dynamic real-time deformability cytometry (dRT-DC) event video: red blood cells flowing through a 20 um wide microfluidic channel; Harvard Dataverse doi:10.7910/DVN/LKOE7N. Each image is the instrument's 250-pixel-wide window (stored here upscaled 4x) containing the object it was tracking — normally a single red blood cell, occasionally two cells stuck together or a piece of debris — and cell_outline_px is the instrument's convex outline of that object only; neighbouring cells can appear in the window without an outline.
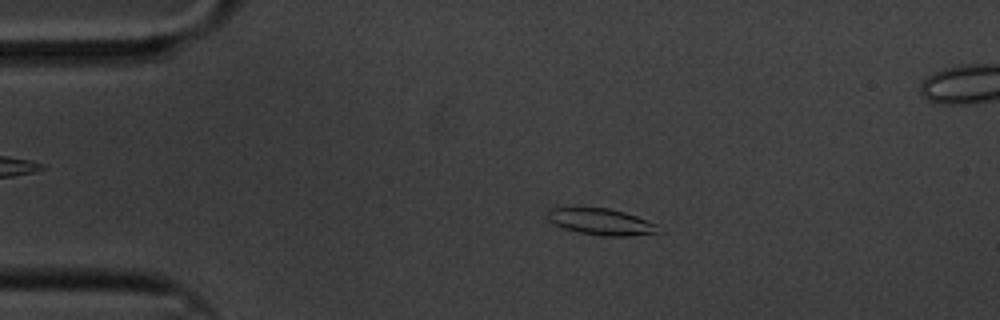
{"species": "common noctule bat (a hibernating species)", "species_latin": "Nyctalus noctula", "temperature_condition": "cold", "stored_images_in_passage": 61, "segment_of_instrument_passage": [1, 2], "camera_frame_rate_fps": 3000, "um_per_image_px": 0.085, "animal": {"sex": "male", "body_mass_g": 20.1, "forearm_length_mm": 53.5}, "frame": {"image": 1, "passage_image": 12, "time_ms": 3.667, "image_size_px": [1000, 320], "cell_outline_px": [[656, 232], [628, 236], [600, 236], [580, 232], [564, 228], [552, 224], [548, 220], [548, 208], [608, 208], [624, 212], [636, 216], [656, 224]], "centroid_in_image_um": [51.02, 18.85], "position_along_channel_um": 34.0, "area_um2": 16.7}}
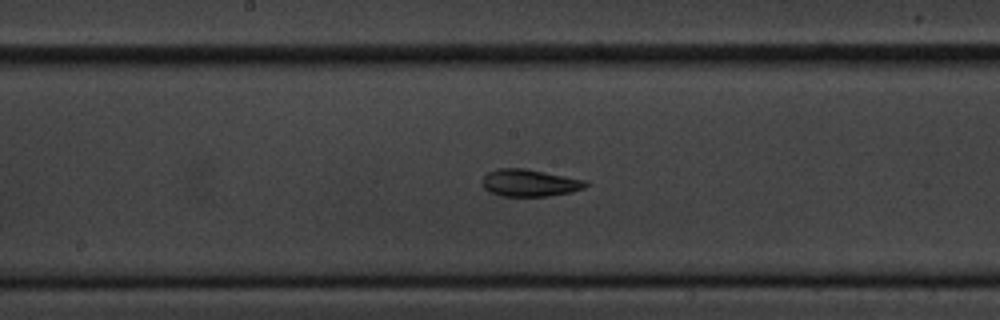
{"frame": {"image": 2, "passage_image": 31, "time_ms": 10.0, "image_size_px": [1000, 320], "cell_outline_px": [[588, 184], [584, 188], [568, 192], [548, 196], [500, 196], [488, 192], [480, 184], [480, 180], [488, 172], [496, 168], [524, 168], [588, 180]], "centroid_in_image_um": [44.96, 15.54], "position_along_channel_um": 203.2, "area_um2": 16.59}}
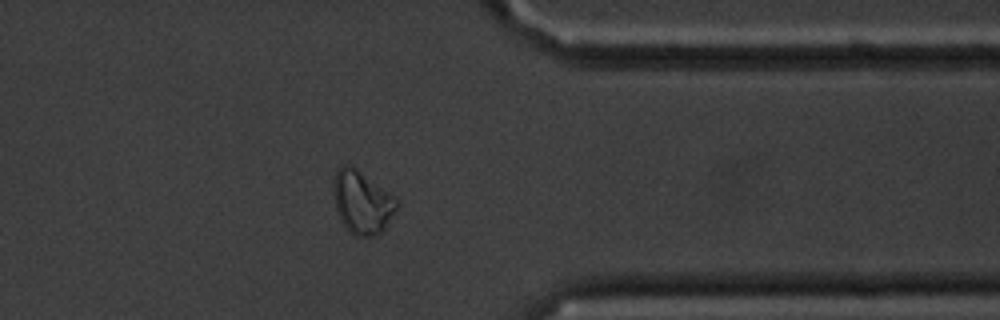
{"frame": {"image": 3, "passage_image": 48, "time_ms": 15.667, "image_size_px": [1000, 320], "cell_outline_px": [[400, 204], [384, 228], [376, 236], [356, 236], [348, 232], [340, 220], [336, 208], [332, 188], [332, 180], [336, 172], [344, 164], [348, 164], [356, 168], [388, 192]], "centroid_in_image_um": [30.74, 17.2], "position_along_channel_um": 380.7, "area_um2": 23.06}}